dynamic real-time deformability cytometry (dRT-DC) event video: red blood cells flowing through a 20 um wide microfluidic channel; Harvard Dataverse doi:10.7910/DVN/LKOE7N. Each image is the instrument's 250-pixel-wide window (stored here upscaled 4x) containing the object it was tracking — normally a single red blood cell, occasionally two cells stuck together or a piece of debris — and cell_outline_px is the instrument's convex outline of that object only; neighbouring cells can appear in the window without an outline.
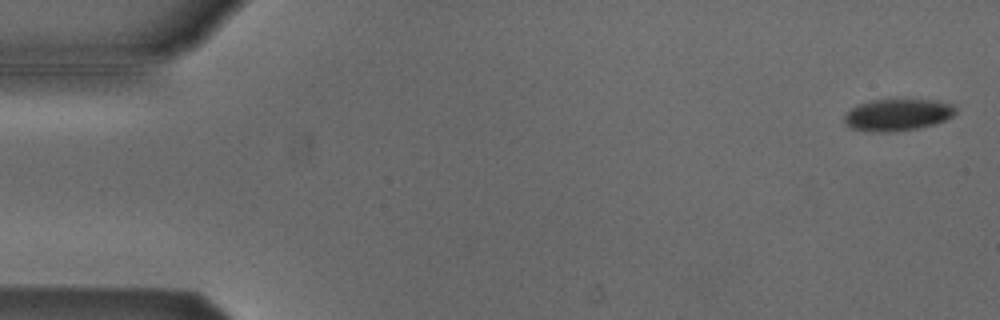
{"species": "Egyptian fruit bat (a non-hibernating species)", "species_latin": "Rousettus aegyptiacus", "temperature_condition": "cold", "stored_images_in_passage": 47, "camera_frame_rate_fps": 3000, "um_per_image_px": 0.085, "animal": {"sex": "male"}, "frame": {"image": 1, "passage_image": 2, "time_ms": 0.333, "image_size_px": [1000, 320], "cell_outline_px": [[956, 112], [952, 116], [944, 120], [932, 124], [916, 128], [896, 132], [872, 132], [848, 128], [844, 124], [844, 116], [852, 108], [860, 104], [872, 100], [932, 100], [952, 104], [956, 108]], "centroid_in_image_um": [76.25, 9.77], "position_along_channel_um": 8.7, "area_um2": 20.52}}
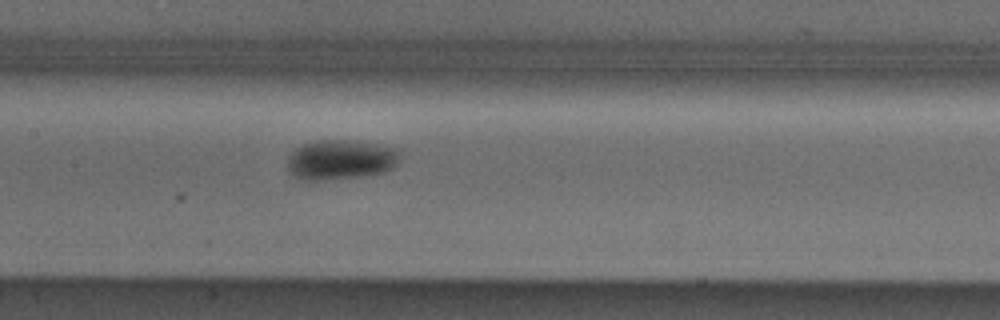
{"frame": {"image": 2, "passage_image": 26, "time_ms": 8.333, "image_size_px": [1000, 320], "cell_outline_px": [[400, 160], [392, 168], [384, 172], [360, 176], [316, 180], [304, 180], [292, 176], [288, 172], [288, 156], [296, 148], [304, 144], [316, 140], [348, 140], [376, 144], [396, 148], [400, 152]], "centroid_in_image_um": [28.94, 13.57], "position_along_channel_um": 178.5, "area_um2": 26.07}}
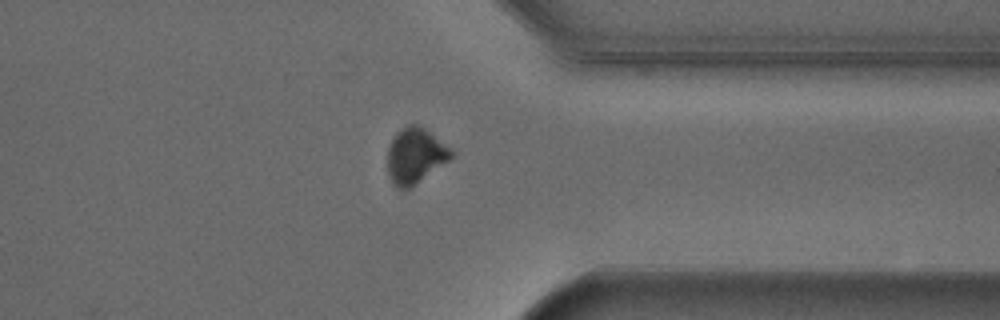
{"frame": {"image": 3, "passage_image": 42, "time_ms": 13.667, "image_size_px": [1000, 320], "cell_outline_px": [[452, 156], [448, 160], [408, 188], [400, 188], [392, 184], [388, 172], [388, 148], [396, 132], [400, 128], [408, 124], [416, 124], [424, 128], [452, 148]], "centroid_in_image_um": [35.27, 13.19], "position_along_channel_um": 376.1, "area_um2": 20.11}, "authors_computed_cell_mechanics": {"area_um2": 23.0044, "velocity_mm_per_s": 3.8063, "shape_relaxation_time_tau1_ms": 2.4183, "shape_relaxation_time_tau2_ms": null, "deformation_change_tau1": 0.0622, "deformation_change_tau2": null}}